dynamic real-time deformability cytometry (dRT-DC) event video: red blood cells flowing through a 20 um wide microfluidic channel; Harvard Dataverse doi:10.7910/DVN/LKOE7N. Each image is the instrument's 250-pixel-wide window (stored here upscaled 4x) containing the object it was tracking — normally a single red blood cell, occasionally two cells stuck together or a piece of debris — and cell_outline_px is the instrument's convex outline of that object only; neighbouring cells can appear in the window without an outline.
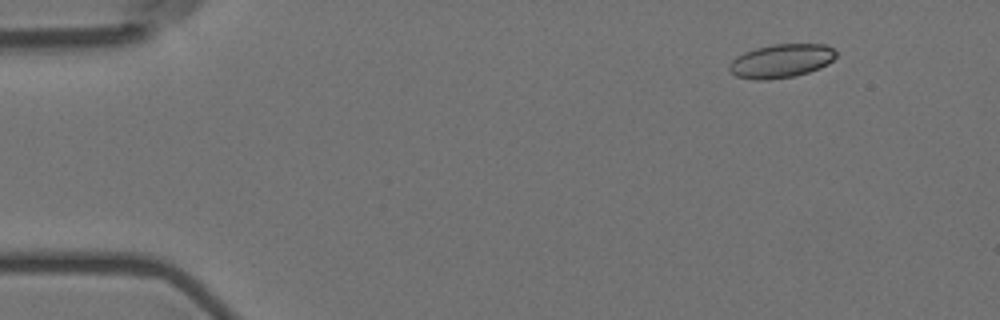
{"species": "Egyptian fruit bat (a non-hibernating species)", "species_latin": "Rousettus aegyptiacus", "temperature_condition": "room temperature", "stored_images_in_passage": 4, "camera_frame_rate_fps": 3000, "um_per_image_px": 0.085, "animal": {"sex": "female"}, "frame": {"image": 1, "passage_image": 2, "time_ms": 0.333, "image_size_px": [1000, 320], "cell_outline_px": [[836, 56], [828, 64], [820, 68], [796, 76], [768, 80], [756, 80], [736, 76], [728, 68], [732, 60], [736, 56], [744, 52], [756, 48], [776, 44], [824, 44], [832, 48], [836, 52]], "centroid_in_image_um": [66.4, 5.18], "position_along_channel_um": 18.6, "area_um2": 20.92}}